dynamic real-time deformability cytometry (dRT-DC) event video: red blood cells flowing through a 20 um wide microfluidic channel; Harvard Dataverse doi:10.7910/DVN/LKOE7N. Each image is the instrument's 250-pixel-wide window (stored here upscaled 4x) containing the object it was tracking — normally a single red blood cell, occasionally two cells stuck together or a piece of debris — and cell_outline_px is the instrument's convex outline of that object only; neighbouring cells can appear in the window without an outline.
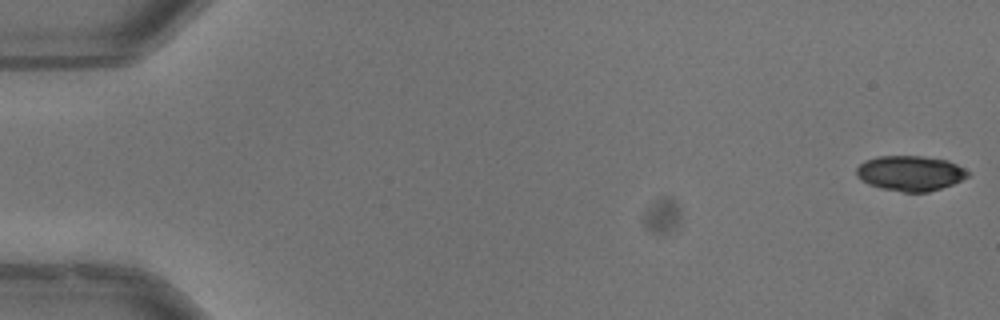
{"species": "common noctule bat (a hibernating species)", "species_latin": "Nyctalus noctula", "temperature_condition": "warm", "stored_images_in_passage": 14, "camera_frame_rate_fps": 3000, "um_per_image_px": 0.085, "animal": {"sex": "male", "body_mass_g": 13.3}, "frame": {"image": 1, "passage_image": 1, "time_ms": 0.0, "image_size_px": [1000, 320], "cell_outline_px": [[968, 176], [952, 184], [928, 192], [904, 192], [880, 188], [868, 184], [856, 176], [856, 168], [864, 160], [876, 156], [924, 156], [948, 160], [964, 168], [968, 172]], "centroid_in_image_um": [77.33, 14.71], "position_along_channel_um": 7.7, "area_um2": 22.83}}
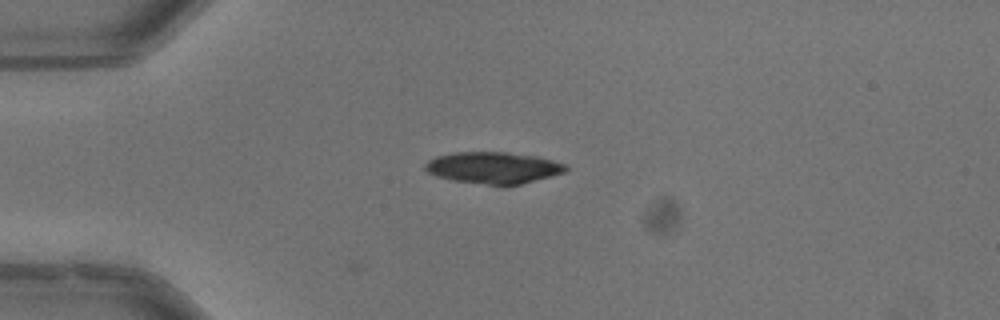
{"frame": {"image": 2, "passage_image": 14, "time_ms": 4.333, "image_size_px": [1000, 320], "cell_outline_px": [[568, 168], [564, 172], [552, 176], [504, 188], [500, 188], [452, 180], [436, 176], [428, 172], [424, 168], [424, 164], [428, 160], [436, 156], [452, 152], [504, 152], [536, 156], [552, 160], [564, 164]], "centroid_in_image_um": [41.9, 14.29], "position_along_channel_um": 43.1, "area_um2": 26.47}}